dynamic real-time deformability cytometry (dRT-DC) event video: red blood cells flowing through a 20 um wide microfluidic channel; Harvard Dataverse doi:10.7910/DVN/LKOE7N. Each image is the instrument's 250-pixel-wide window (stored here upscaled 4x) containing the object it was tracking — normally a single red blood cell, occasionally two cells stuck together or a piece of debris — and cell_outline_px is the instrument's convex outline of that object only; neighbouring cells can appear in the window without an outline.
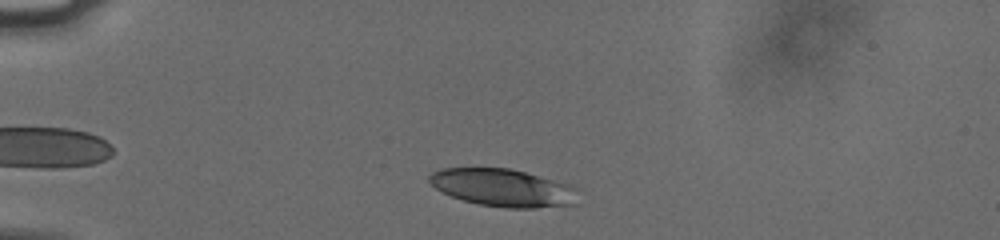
{"species": "human", "species_latin": "Homo sapiens", "temperature_condition": "cold", "stored_images_in_passage": 38, "camera_frame_rate_fps": 3000, "um_per_image_px": 0.085, "donor": {"sex": "male"}, "frame": {"image": 1, "passage_image": 4, "time_ms": 1.0, "image_size_px": [1000, 240], "cell_outline_px": [[580, 188], [572, 204], [536, 208], [504, 208], [480, 204], [464, 200], [452, 196], [436, 188], [428, 180], [428, 176], [432, 172], [444, 168], [508, 168], [524, 172], [568, 184]], "centroid_in_image_um": [42.75, 15.96], "position_along_channel_um": 42.3, "area_um2": 32.25}}
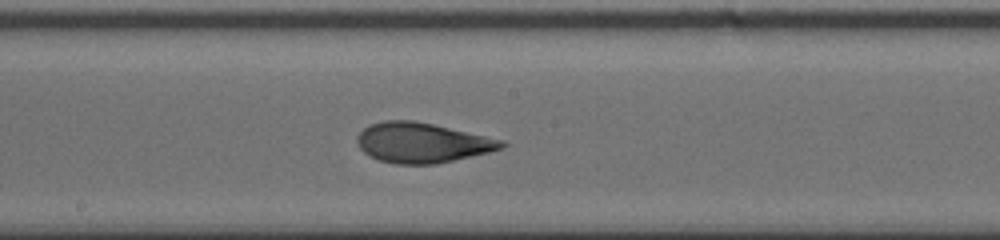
{"frame": {"image": 2, "passage_image": 21, "time_ms": 6.667, "image_size_px": [1000, 240], "cell_outline_px": [[508, 144], [504, 148], [488, 152], [436, 164], [396, 164], [380, 160], [368, 156], [360, 148], [356, 140], [356, 136], [368, 124], [384, 120], [412, 120], [432, 124], [504, 140]], "centroid_in_image_um": [35.85, 12.13], "position_along_channel_um": 212.3, "area_um2": 33.64}}
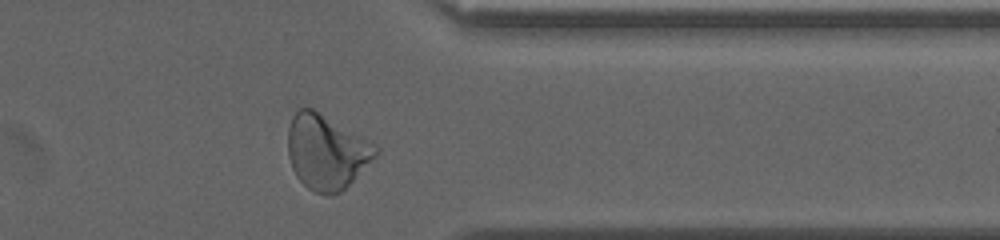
{"frame": {"image": 3, "passage_image": 35, "time_ms": 11.333, "image_size_px": [1000, 240], "cell_outline_px": [[380, 152], [340, 192], [332, 196], [316, 192], [308, 188], [296, 176], [292, 168], [288, 156], [288, 128], [292, 116], [300, 108], [312, 108], [360, 136], [380, 148]], "centroid_in_image_um": [27.71, 12.92], "position_along_channel_um": 383.7, "area_um2": 37.57}, "authors_computed_cell_mechanics": {"area_um2": 33.0038, "velocity_mm_per_s": 3.7733, "shape_relaxation_time_tau1_ms": 4.5779, "shape_relaxation_time_tau2_ms": 1.3554, "deformation_change_tau1": 0.1901, "deformation_change_tau2": 0.0829}}